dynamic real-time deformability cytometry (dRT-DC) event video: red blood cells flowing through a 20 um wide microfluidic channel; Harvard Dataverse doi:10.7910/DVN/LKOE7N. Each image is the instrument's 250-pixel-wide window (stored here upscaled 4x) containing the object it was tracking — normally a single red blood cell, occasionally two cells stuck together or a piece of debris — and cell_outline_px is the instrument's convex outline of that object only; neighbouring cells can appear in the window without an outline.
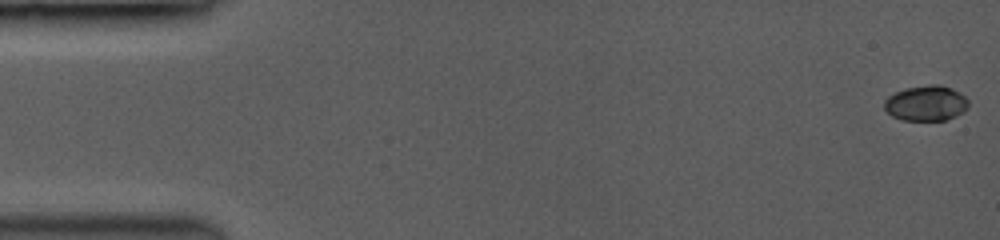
{"species": "common noctule bat (a hibernating species)", "species_latin": "Nyctalus noctula", "temperature_condition": "room temperature", "stored_images_in_passage": 22, "camera_frame_rate_fps": 3500, "um_per_image_px": 0.085, "animal": {"sex": "female", "body_mass_g": 19.0, "forearm_length_mm": 53.3}, "frame": {"image": 1, "passage_image": 1, "time_ms": 0.0, "image_size_px": [1000, 240], "cell_outline_px": [[968, 108], [964, 112], [956, 116], [944, 120], [904, 120], [892, 116], [884, 108], [884, 100], [888, 96], [904, 88], [928, 84], [940, 84], [952, 88], [960, 92], [968, 100]], "centroid_in_image_um": [78.73, 8.76], "position_along_channel_um": 6.3, "area_um2": 17.51}}
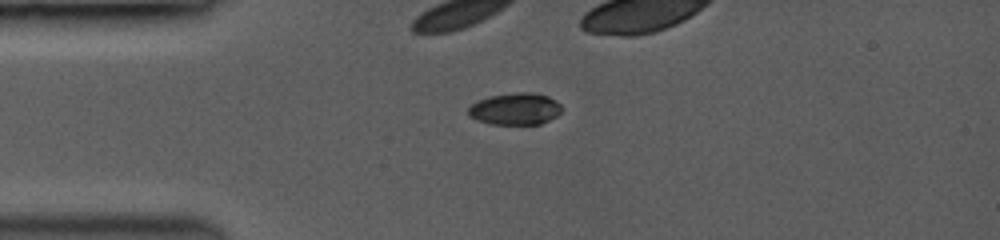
{"frame": {"image": 2, "passage_image": 15, "time_ms": 4.0, "image_size_px": [1000, 240], "cell_outline_px": [[564, 108], [556, 116], [540, 124], [492, 124], [476, 120], [468, 116], [468, 108], [472, 104], [480, 100], [492, 96], [520, 92], [548, 96], [556, 100]], "centroid_in_image_um": [43.8, 9.27], "position_along_channel_um": 41.2, "area_um2": 17.11}}